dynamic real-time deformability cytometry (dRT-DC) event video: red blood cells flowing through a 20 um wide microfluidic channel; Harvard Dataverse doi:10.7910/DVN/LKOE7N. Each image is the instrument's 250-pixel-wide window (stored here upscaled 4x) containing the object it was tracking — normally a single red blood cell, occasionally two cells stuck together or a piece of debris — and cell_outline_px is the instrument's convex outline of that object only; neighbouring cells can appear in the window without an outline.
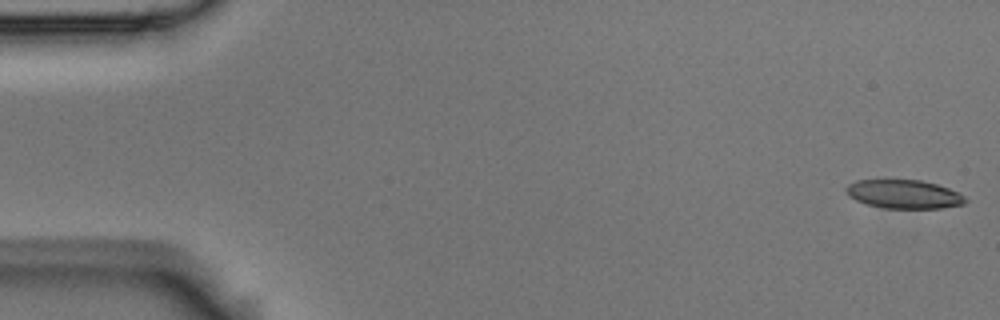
{"species": "Egyptian fruit bat (a non-hibernating species)", "species_latin": "Rousettus aegyptiacus", "temperature_condition": "room temperature", "stored_images_in_passage": 5, "camera_frame_rate_fps": 3000, "um_per_image_px": 0.085, "animal": {"sex": "male"}, "frame": {"image": 1, "passage_image": 1, "time_ms": 0.0, "image_size_px": [1000, 320], "cell_outline_px": [[968, 200], [964, 204], [940, 208], [884, 208], [868, 204], [856, 200], [848, 196], [844, 188], [848, 184], [856, 180], [920, 180], [936, 184], [948, 188], [964, 196]], "centroid_in_image_um": [76.81, 16.5], "position_along_channel_um": 8.2, "area_um2": 19.83}}
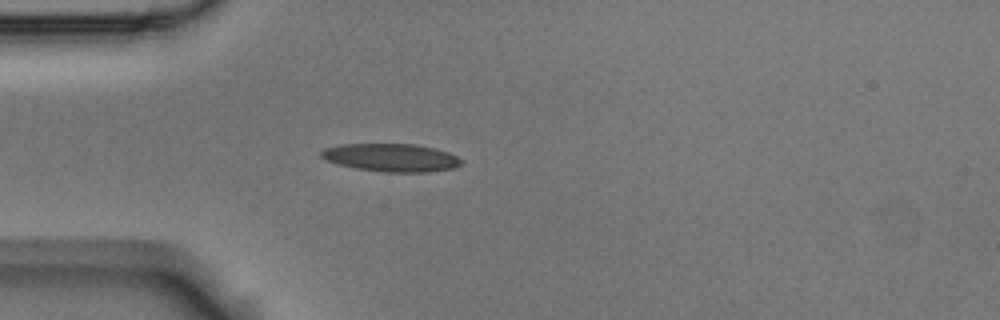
{"frame": {"image": 2, "passage_image": 5, "time_ms": 1.333, "image_size_px": [1000, 320], "cell_outline_px": [[464, 160], [460, 164], [452, 168], [428, 172], [384, 172], [356, 168], [336, 164], [320, 156], [320, 152], [324, 148], [340, 144], [416, 144], [436, 148], [448, 152]], "centroid_in_image_um": [33.25, 13.39], "position_along_channel_um": 51.8, "area_um2": 22.89}}